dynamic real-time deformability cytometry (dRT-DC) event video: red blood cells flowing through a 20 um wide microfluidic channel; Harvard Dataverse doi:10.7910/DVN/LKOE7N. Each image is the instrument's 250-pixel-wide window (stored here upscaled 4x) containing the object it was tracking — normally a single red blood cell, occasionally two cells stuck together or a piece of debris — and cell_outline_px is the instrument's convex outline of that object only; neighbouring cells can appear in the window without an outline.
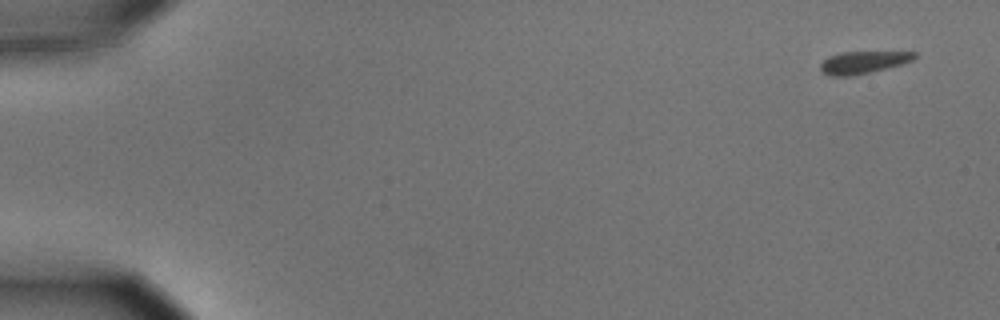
{"species": "common noctule bat (a hibernating species)", "species_latin": "Nyctalus noctula", "temperature_condition": "cold", "stored_images_in_passage": 54, "camera_frame_rate_fps": 3000, "um_per_image_px": 0.085, "animal": {"sex": "male", "body_mass_g": 15.6}, "frame": {"image": 1, "passage_image": 1, "time_ms": 0.0, "image_size_px": [1000, 320], "cell_outline_px": [[916, 56], [912, 60], [900, 64], [868, 72], [848, 76], [832, 76], [824, 72], [820, 68], [820, 64], [828, 56], [840, 52], [916, 52]], "centroid_in_image_um": [73.33, 5.28], "position_along_channel_um": 11.7, "area_um2": 11.85}}
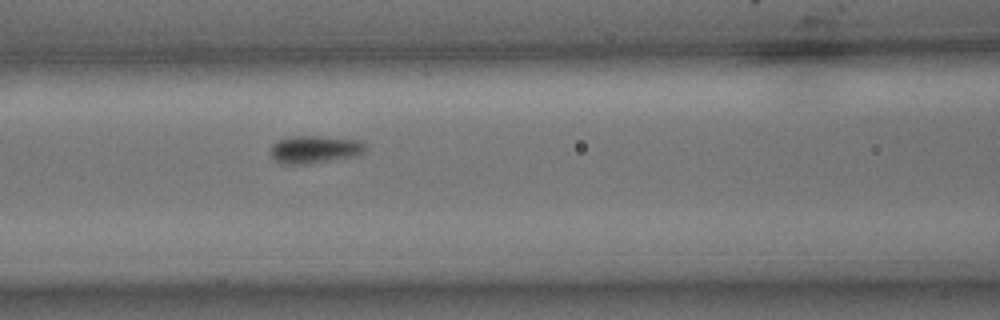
{"frame": {"image": 2, "passage_image": 23, "time_ms": 7.333, "image_size_px": [1000, 320], "cell_outline_px": [[364, 152], [352, 156], [304, 164], [280, 164], [272, 156], [272, 144], [276, 140], [288, 136], [320, 136], [356, 140], [364, 144]], "centroid_in_image_um": [26.67, 12.68], "position_along_channel_um": 139.9, "area_um2": 14.91}}
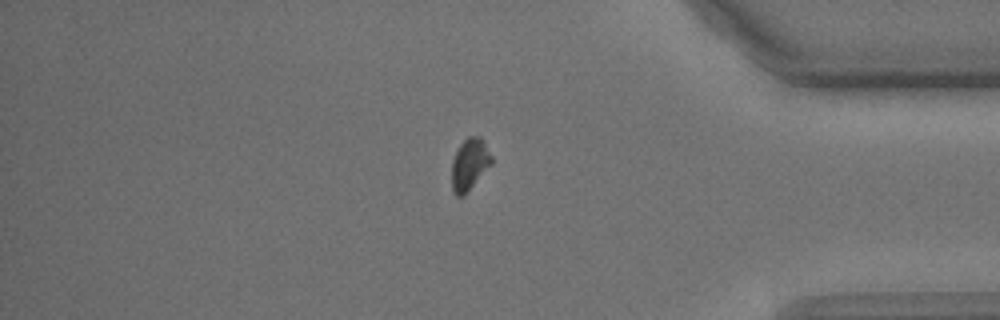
{"frame": {"image": 3, "passage_image": 46, "time_ms": 15.0, "image_size_px": [1000, 320], "cell_outline_px": [[492, 164], [460, 196], [456, 196], [452, 192], [452, 160], [460, 144], [468, 136], [480, 136], [492, 156]], "centroid_in_image_um": [39.9, 13.91], "position_along_channel_um": 395.3, "area_um2": 11.56}}